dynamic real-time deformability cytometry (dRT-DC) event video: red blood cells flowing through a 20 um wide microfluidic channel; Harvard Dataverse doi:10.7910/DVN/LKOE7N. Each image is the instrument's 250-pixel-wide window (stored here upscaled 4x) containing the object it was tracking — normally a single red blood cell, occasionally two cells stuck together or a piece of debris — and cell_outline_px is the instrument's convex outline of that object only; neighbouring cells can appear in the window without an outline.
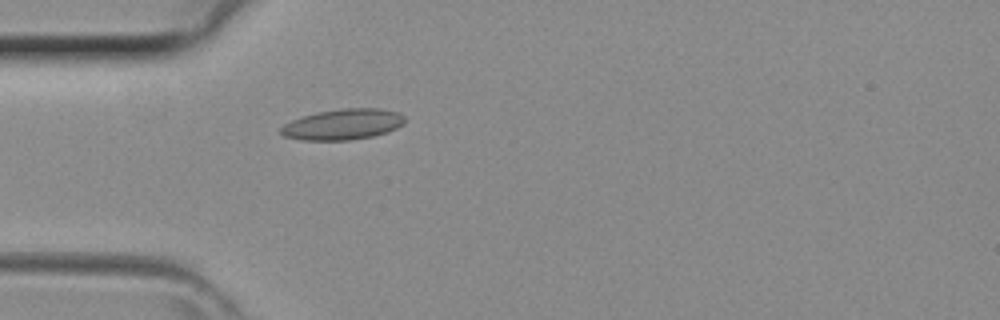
{"species": "common noctule bat (a hibernating species)", "species_latin": "Nyctalus noctula", "temperature_condition": "room temperature", "stored_images_in_passage": 43, "camera_frame_rate_fps": 3000, "um_per_image_px": 0.085, "animal": {"sex": "female", "body_mass_g": 29.2, "forearm_length_mm": 56.3}, "frame": {"image": 1, "passage_image": 13, "time_ms": 4.0, "image_size_px": [1000, 320], "cell_outline_px": [[404, 124], [388, 132], [372, 136], [348, 140], [300, 140], [284, 136], [280, 132], [280, 128], [284, 124], [292, 120], [316, 112], [340, 108], [380, 108], [400, 112], [404, 116]], "centroid_in_image_um": [29.16, 10.56], "position_along_channel_um": 55.8, "area_um2": 22.31}}
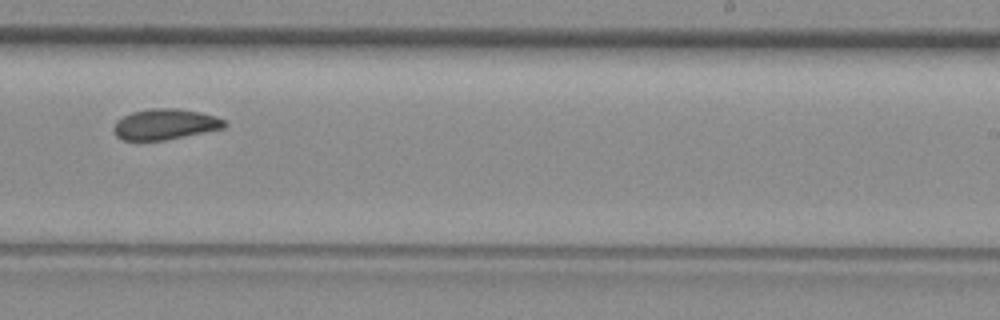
{"frame": {"image": 2, "passage_image": 27, "time_ms": 8.667, "image_size_px": [1000, 320], "cell_outline_px": [[228, 124], [224, 128], [164, 140], [120, 140], [116, 136], [112, 128], [116, 120], [132, 112], [148, 108], [176, 108], [200, 112], [216, 116], [224, 120]], "centroid_in_image_um": [14.0, 10.55], "position_along_channel_um": 275.0, "area_um2": 19.88}}
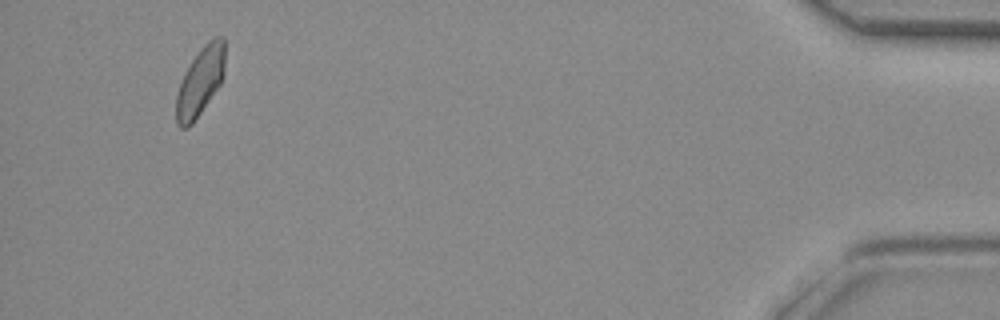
{"frame": {"image": 3, "passage_image": 41, "time_ms": 13.333, "image_size_px": [1000, 320], "cell_outline_px": [[224, 72], [220, 84], [192, 124], [188, 128], [180, 128], [176, 124], [176, 96], [184, 72], [200, 48], [212, 36], [224, 36]], "centroid_in_image_um": [17.01, 6.91], "position_along_channel_um": 418.2, "area_um2": 19.42}}